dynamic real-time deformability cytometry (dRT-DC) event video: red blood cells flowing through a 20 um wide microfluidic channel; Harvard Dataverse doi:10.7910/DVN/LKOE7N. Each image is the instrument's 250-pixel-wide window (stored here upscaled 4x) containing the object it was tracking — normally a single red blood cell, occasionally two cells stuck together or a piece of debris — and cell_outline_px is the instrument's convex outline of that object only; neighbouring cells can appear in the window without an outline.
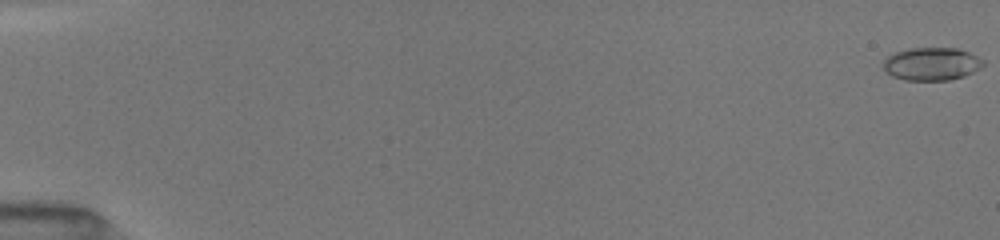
{"species": "common noctule bat (a hibernating species)", "species_latin": "Nyctalus noctula", "temperature_condition": "room temperature", "stored_images_in_passage": 35, "camera_frame_rate_fps": 3000, "um_per_image_px": 0.085, "animal": {"sex": "female", "body_mass_g": 19.5, "forearm_length_mm": 54.1}, "frame": {"image": 1, "passage_image": 1, "time_ms": 0.0, "image_size_px": [1000, 240], "cell_outline_px": [[984, 64], [980, 68], [964, 76], [948, 80], [904, 80], [892, 76], [884, 68], [884, 60], [888, 56], [896, 52], [908, 48], [956, 48], [968, 52], [984, 60]], "centroid_in_image_um": [79.19, 5.43], "position_along_channel_um": 5.8, "area_um2": 19.02}}
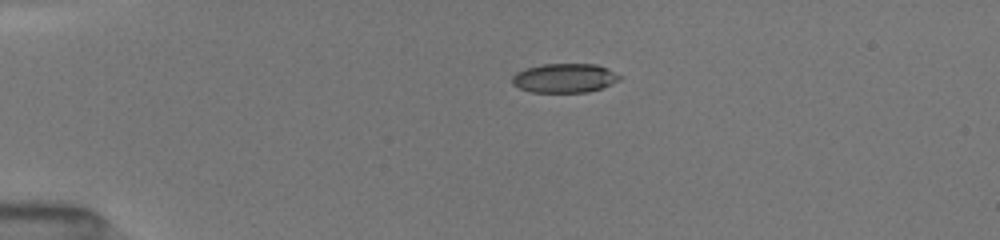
{"frame": {"image": 2, "passage_image": 21, "time_ms": 4.0, "image_size_px": [1000, 240], "cell_outline_px": [[624, 76], [620, 80], [600, 88], [588, 92], [532, 92], [520, 88], [512, 84], [512, 76], [516, 72], [524, 68], [544, 64], [596, 64], [608, 68]], "centroid_in_image_um": [48.0, 6.63], "position_along_channel_um": 37.0, "area_um2": 18.38}}
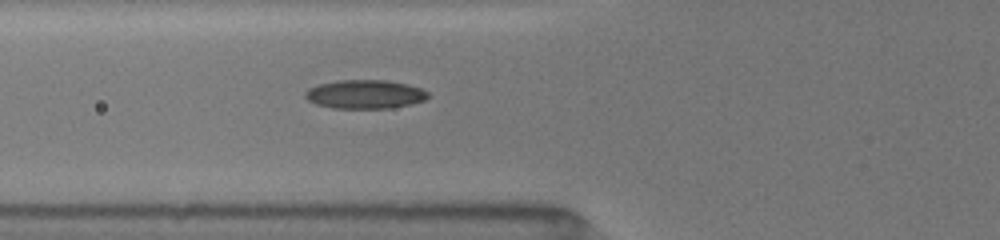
{"frame": {"image": 3, "passage_image": 35, "time_ms": 6.667, "image_size_px": [1000, 240], "cell_outline_px": [[428, 96], [424, 100], [412, 104], [388, 108], [332, 108], [316, 104], [308, 100], [304, 96], [304, 92], [308, 88], [320, 84], [340, 80], [384, 80], [408, 84], [420, 88], [428, 92]], "centroid_in_image_um": [31.0, 8.01], "position_along_channel_um": 94.8, "area_um2": 20.52}}